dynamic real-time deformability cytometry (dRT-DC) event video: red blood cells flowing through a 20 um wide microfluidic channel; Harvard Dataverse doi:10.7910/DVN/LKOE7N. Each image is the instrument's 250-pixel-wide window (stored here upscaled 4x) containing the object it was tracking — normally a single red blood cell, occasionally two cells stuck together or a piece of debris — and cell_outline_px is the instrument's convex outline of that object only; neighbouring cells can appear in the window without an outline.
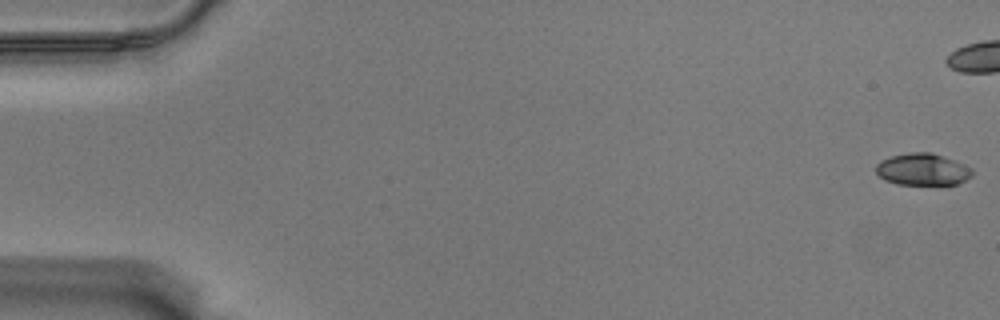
{"species": "Egyptian fruit bat (a non-hibernating species)", "species_latin": "Rousettus aegyptiacus", "temperature_condition": "warm", "stored_images_in_passage": 48, "camera_frame_rate_fps": 3000, "um_per_image_px": 0.085, "animal": {"sex": "male"}, "frame": {"image": 1, "passage_image": 1, "time_ms": 0.0, "image_size_px": [1000, 320], "cell_outline_px": [[972, 176], [956, 184], [944, 188], [896, 184], [884, 180], [876, 172], [876, 164], [880, 160], [892, 156], [908, 152], [932, 152], [972, 168]], "centroid_in_image_um": [78.42, 14.46], "position_along_channel_um": 6.6, "area_um2": 18.61}}
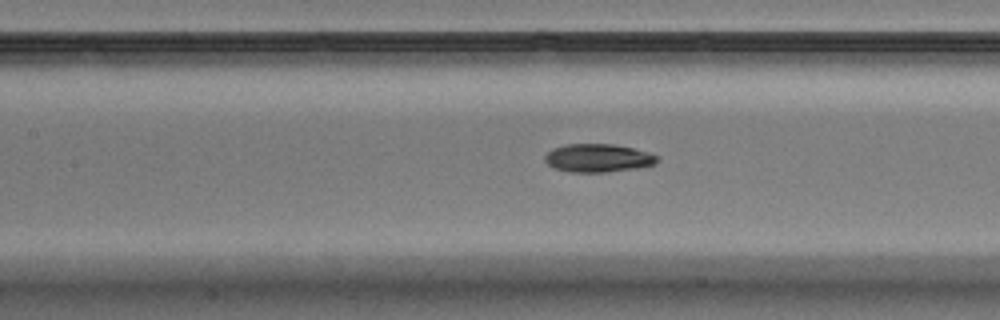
{"frame": {"image": 2, "passage_image": 27, "time_ms": 8.667, "image_size_px": [1000, 320], "cell_outline_px": [[656, 160], [652, 164], [636, 168], [604, 172], [572, 172], [556, 168], [548, 164], [544, 160], [544, 156], [552, 148], [564, 144], [612, 144], [632, 148], [648, 152], [656, 156]], "centroid_in_image_um": [50.76, 13.42], "position_along_channel_um": 156.6, "area_um2": 18.15}}
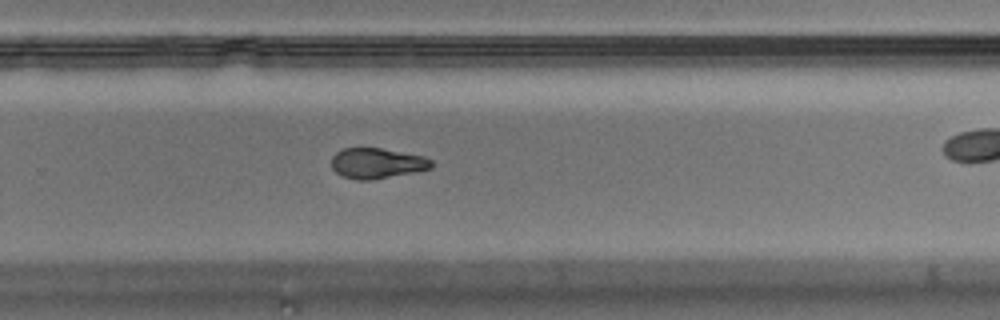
{"frame": {"image": 3, "passage_image": 39, "time_ms": 12.667, "image_size_px": [1000, 320], "cell_outline_px": [[432, 168], [372, 180], [356, 180], [344, 176], [336, 172], [332, 168], [332, 156], [336, 152], [344, 148], [380, 148], [424, 156], [432, 160]], "centroid_in_image_um": [32.03, 13.87], "position_along_channel_um": 297.8, "area_um2": 17.57}}